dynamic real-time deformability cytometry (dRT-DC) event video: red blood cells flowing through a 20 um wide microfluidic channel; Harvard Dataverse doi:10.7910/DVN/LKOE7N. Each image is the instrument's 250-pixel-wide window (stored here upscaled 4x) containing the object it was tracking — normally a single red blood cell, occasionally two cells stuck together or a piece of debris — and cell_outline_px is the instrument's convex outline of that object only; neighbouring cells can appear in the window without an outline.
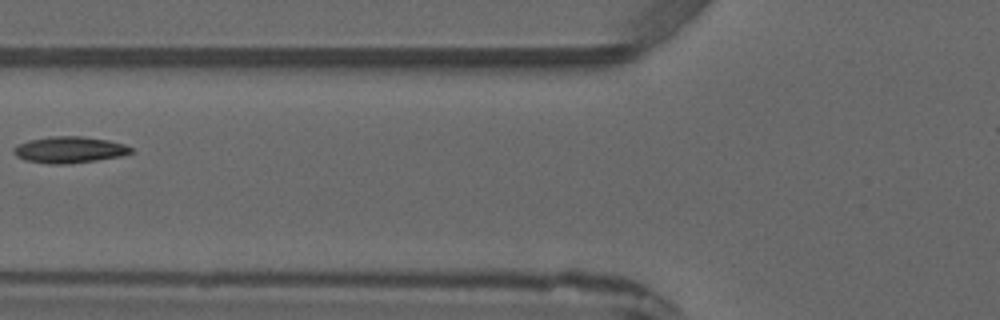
{"species": "common noctule bat (a hibernating species)", "species_latin": "Nyctalus noctula", "temperature_condition": "warm", "stored_images_in_passage": 6, "camera_frame_rate_fps": 3000, "um_per_image_px": 0.085, "animal": {"sex": "male", "forearm_length_mm": 52.5}, "frame": {"image": 1, "passage_image": 6, "time_ms": 6.0, "image_size_px": [1000, 320], "cell_outline_px": [[136, 152], [120, 156], [96, 160], [64, 164], [48, 164], [24, 160], [16, 156], [12, 152], [12, 148], [28, 140], [48, 136], [84, 136], [108, 140], [124, 144], [132, 148]], "centroid_in_image_um": [5.89, 12.72], "position_along_channel_um": 119.9, "area_um2": 18.21}}